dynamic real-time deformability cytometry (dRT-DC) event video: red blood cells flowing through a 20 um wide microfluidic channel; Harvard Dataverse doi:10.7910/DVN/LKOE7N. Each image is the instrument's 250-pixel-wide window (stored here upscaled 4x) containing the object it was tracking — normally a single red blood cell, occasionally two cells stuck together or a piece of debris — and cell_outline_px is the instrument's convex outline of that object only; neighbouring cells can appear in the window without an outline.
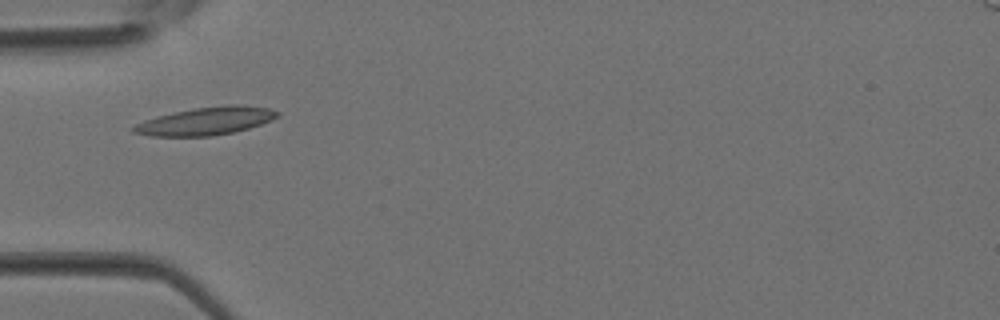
{"species": "Egyptian fruit bat (a non-hibernating species)", "species_latin": "Rousettus aegyptiacus", "temperature_condition": "room temperature", "stored_images_in_passage": 3, "camera_frame_rate_fps": 3000, "um_per_image_px": 0.085, "animal": {"sex": "female"}, "frame": {"image": 1, "passage_image": 3, "time_ms": 0.667, "image_size_px": [1000, 320], "cell_outline_px": [[280, 116], [272, 120], [248, 128], [232, 132], [212, 136], [152, 136], [132, 132], [132, 128], [136, 124], [144, 120], [156, 116], [172, 112], [196, 108], [228, 104], [240, 104], [268, 108], [280, 112]], "centroid_in_image_um": [17.51, 10.28], "position_along_channel_um": 67.5, "area_um2": 23.35}}